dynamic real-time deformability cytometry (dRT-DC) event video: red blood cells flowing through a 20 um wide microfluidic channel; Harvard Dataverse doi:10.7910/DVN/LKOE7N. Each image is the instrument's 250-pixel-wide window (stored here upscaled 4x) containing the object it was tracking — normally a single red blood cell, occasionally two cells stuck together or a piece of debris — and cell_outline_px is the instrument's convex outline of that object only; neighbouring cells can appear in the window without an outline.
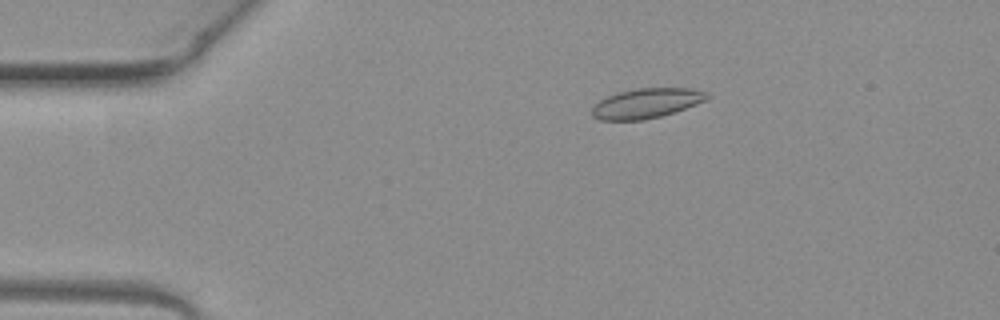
{"species": "common noctule bat (a hibernating species)", "species_latin": "Nyctalus noctula", "temperature_condition": "warm", "stored_images_in_passage": 4, "camera_frame_rate_fps": 3000, "um_per_image_px": 0.085, "animal": {"sex": "female", "body_mass_g": 19.3, "forearm_length_mm": 54.1}, "frame": {"image": 1, "passage_image": 1, "time_ms": 0.0, "image_size_px": [1000, 320], "cell_outline_px": [[708, 96], [704, 100], [696, 104], [660, 116], [644, 120], [600, 120], [592, 116], [592, 108], [600, 100], [616, 92], [636, 88], [692, 88], [708, 92]], "centroid_in_image_um": [54.91, 8.77], "position_along_channel_um": 30.1, "area_um2": 19.83}}
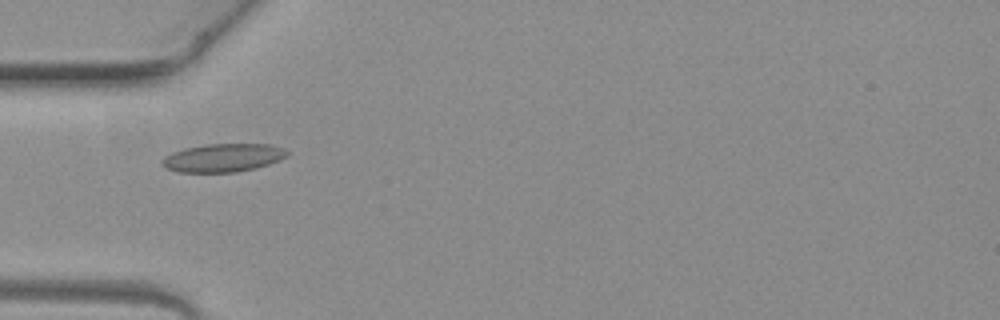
{"frame": {"image": 2, "passage_image": 3, "time_ms": 0.667, "image_size_px": [1000, 320], "cell_outline_px": [[288, 156], [280, 160], [256, 168], [236, 172], [176, 172], [160, 164], [160, 160], [164, 156], [172, 152], [184, 148], [204, 144], [272, 144], [284, 148], [288, 152]], "centroid_in_image_um": [18.95, 13.4], "position_along_channel_um": 66.0, "area_um2": 20.81}}
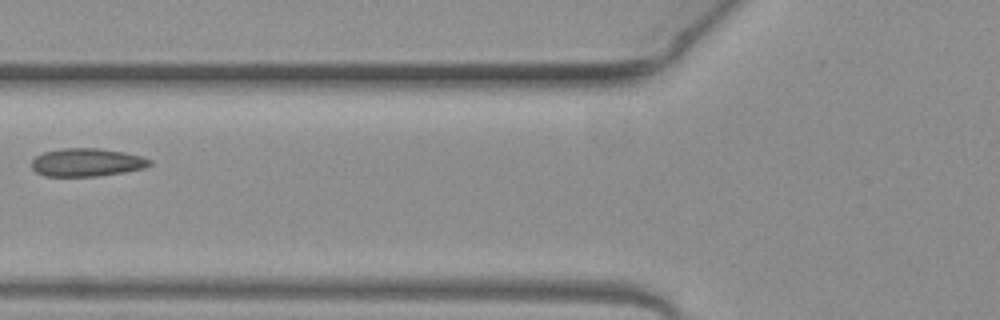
{"frame": {"image": 3, "passage_image": 4, "time_ms": 1.0, "image_size_px": [1000, 320], "cell_outline_px": [[152, 164], [144, 168], [124, 172], [96, 176], [44, 176], [36, 172], [32, 168], [32, 160], [36, 156], [44, 152], [64, 148], [100, 148], [124, 152], [140, 156], [152, 160]], "centroid_in_image_um": [7.38, 13.8], "position_along_channel_um": 118.4, "area_um2": 19.31}}